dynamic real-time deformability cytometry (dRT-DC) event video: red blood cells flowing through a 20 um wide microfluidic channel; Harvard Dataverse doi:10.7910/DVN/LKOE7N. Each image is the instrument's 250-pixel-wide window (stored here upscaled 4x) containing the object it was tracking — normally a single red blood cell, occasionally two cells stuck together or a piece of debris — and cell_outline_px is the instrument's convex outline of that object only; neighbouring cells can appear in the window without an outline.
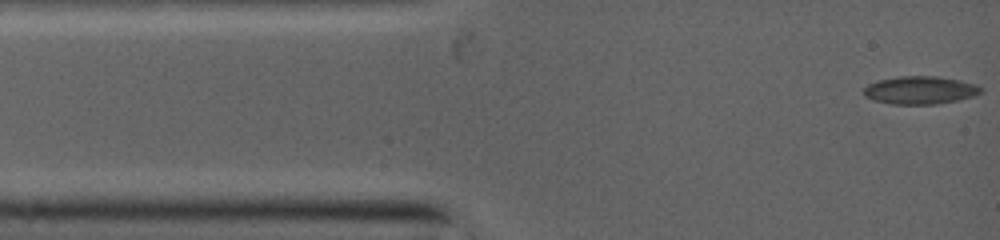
{"species": "common noctule bat (a hibernating species)", "species_latin": "Nyctalus noctula", "temperature_condition": "warm", "stored_images_in_passage": 4, "camera_frame_rate_fps": 5000, "um_per_image_px": 0.085, "animal": {"sex": "female", "body_mass_g": 19.0, "forearm_length_mm": 53.3}, "frame": {"image": 1, "passage_image": 1, "time_ms": 0.0, "image_size_px": [1000, 240], "cell_outline_px": [[984, 88], [980, 92], [972, 96], [960, 100], [936, 104], [892, 104], [872, 100], [864, 96], [864, 88], [868, 84], [876, 80], [896, 76], [936, 76], [960, 80], [976, 84]], "centroid_in_image_um": [78.19, 7.66], "position_along_channel_um": 6.8, "area_um2": 19.25}}
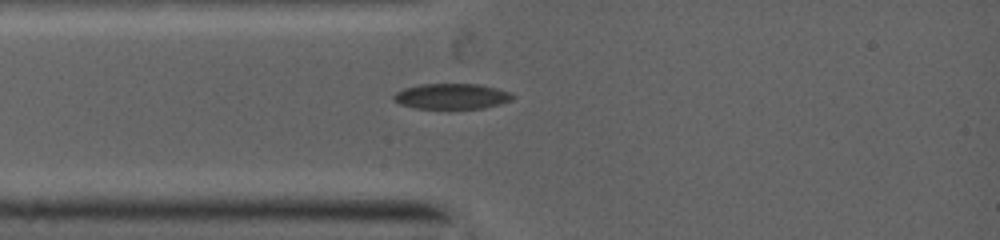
{"frame": {"image": 2, "passage_image": 4, "time_ms": 2.2, "image_size_px": [1000, 240], "cell_outline_px": [[512, 100], [480, 108], [416, 108], [404, 104], [396, 100], [392, 96], [396, 92], [404, 88], [420, 84], [476, 84], [496, 88], [508, 92], [512, 96]], "centroid_in_image_um": [38.36, 8.17], "position_along_channel_um": 46.6, "area_um2": 17.11}}